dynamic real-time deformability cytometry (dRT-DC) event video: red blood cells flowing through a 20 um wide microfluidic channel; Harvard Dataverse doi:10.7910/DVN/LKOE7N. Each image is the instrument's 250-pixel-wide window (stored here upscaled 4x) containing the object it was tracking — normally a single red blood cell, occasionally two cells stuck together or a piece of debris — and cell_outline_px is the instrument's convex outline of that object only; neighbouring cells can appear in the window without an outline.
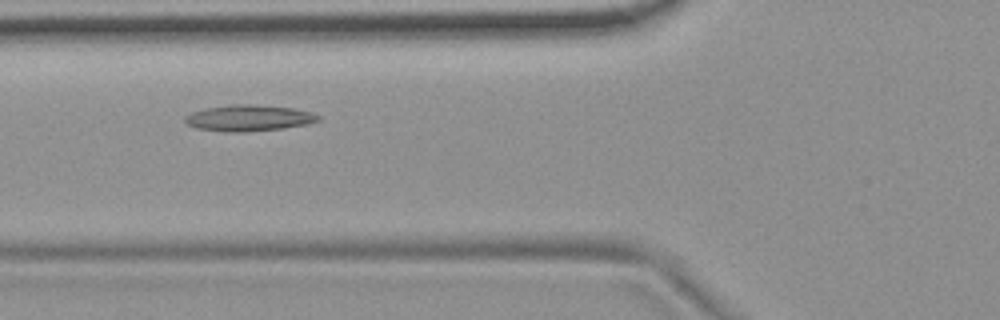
{"species": "common noctule bat (a hibernating species)", "species_latin": "Nyctalus noctula", "temperature_condition": "room temperature", "stored_images_in_passage": 47, "camera_frame_rate_fps": 3000, "um_per_image_px": 0.085, "animal": {"sex": "female", "body_mass_g": 19.9}, "frame": {"image": 1, "passage_image": 13, "time_ms": 4.0, "image_size_px": [1000, 320], "cell_outline_px": [[320, 120], [308, 124], [280, 128], [244, 132], [228, 132], [196, 128], [188, 124], [184, 120], [184, 116], [192, 112], [204, 108], [232, 104], [256, 104], [292, 108], [308, 112], [320, 116]], "centroid_in_image_um": [21.1, 10.02], "position_along_channel_um": 104.7, "area_um2": 20.23}}
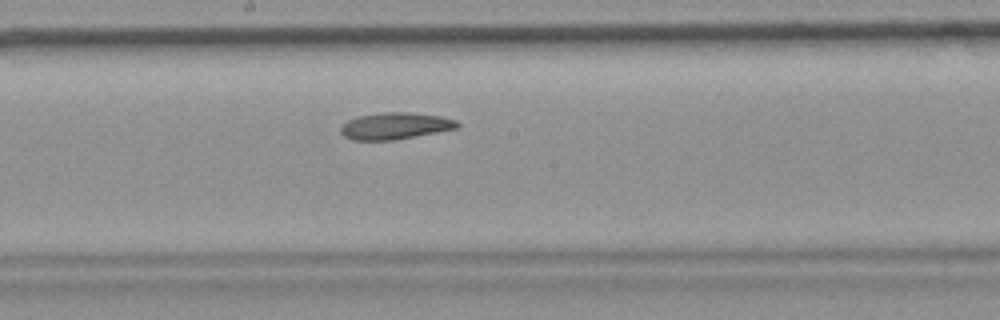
{"frame": {"image": 2, "passage_image": 22, "time_ms": 7.0, "image_size_px": [1000, 320], "cell_outline_px": [[460, 128], [392, 140], [352, 140], [344, 136], [340, 132], [340, 128], [348, 120], [356, 116], [380, 112], [412, 112], [440, 116], [456, 120], [460, 124]], "centroid_in_image_um": [33.59, 10.69], "position_along_channel_um": 214.6, "area_um2": 18.26}}
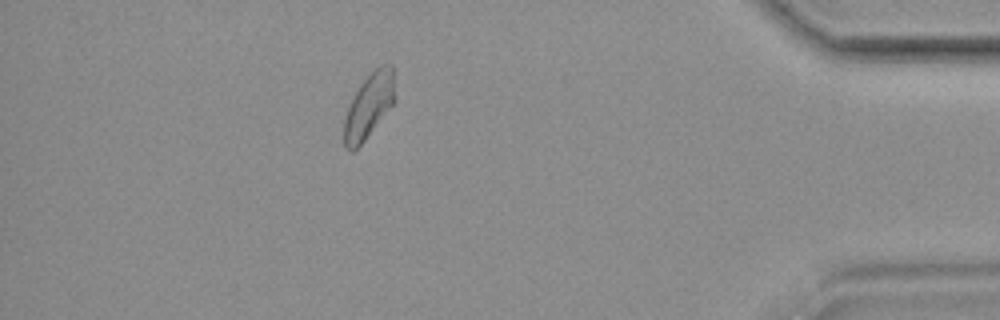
{"frame": {"image": 3, "passage_image": 41, "time_ms": 13.333, "image_size_px": [1000, 320], "cell_outline_px": [[392, 104], [364, 140], [352, 152], [344, 148], [344, 120], [348, 108], [360, 84], [380, 64], [392, 64]], "centroid_in_image_um": [31.3, 9.02], "position_along_channel_um": 403.9, "area_um2": 18.15}}